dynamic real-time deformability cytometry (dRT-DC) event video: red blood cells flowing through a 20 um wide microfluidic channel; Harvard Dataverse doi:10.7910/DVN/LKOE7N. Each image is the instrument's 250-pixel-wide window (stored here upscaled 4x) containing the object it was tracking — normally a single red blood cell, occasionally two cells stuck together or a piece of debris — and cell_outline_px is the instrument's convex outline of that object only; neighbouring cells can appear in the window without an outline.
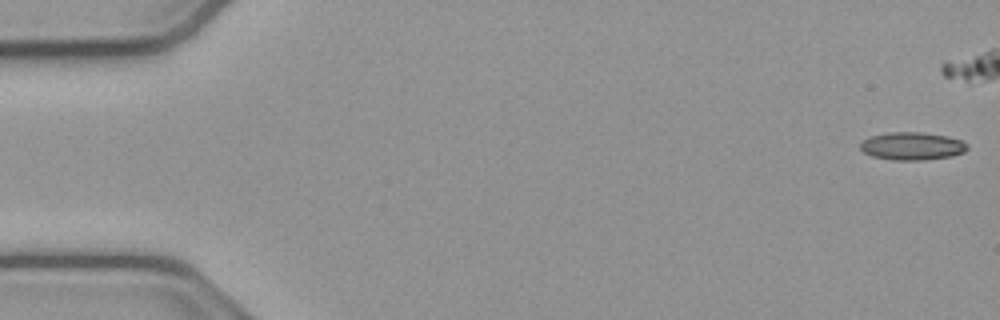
{"species": "common noctule bat (a hibernating species)", "species_latin": "Nyctalus noctula", "temperature_condition": "cold", "stored_images_in_passage": 30, "camera_frame_rate_fps": 3000, "um_per_image_px": 0.085, "animal": {"sex": "male", "body_mass_g": 23.1, "forearm_length_mm": 52.7}, "frame": {"image": 1, "passage_image": 1, "time_ms": 0.0, "image_size_px": [1000, 320], "cell_outline_px": [[968, 148], [964, 152], [952, 156], [924, 160], [892, 160], [872, 156], [864, 152], [860, 148], [860, 144], [864, 140], [872, 136], [888, 132], [920, 132], [948, 136], [964, 140], [968, 144]], "centroid_in_image_um": [77.57, 12.42], "position_along_channel_um": 7.4, "area_um2": 17.46}}